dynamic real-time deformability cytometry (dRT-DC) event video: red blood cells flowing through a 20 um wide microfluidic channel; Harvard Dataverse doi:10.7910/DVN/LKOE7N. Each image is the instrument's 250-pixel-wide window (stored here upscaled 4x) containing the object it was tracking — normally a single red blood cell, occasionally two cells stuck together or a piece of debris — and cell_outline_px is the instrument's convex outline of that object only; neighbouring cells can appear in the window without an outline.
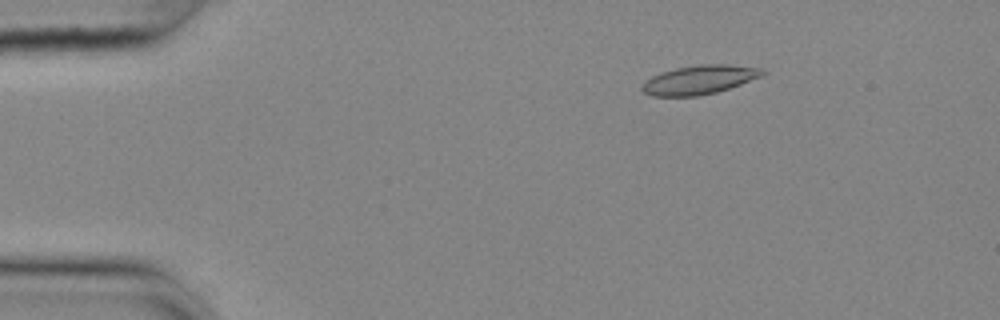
{"species": "common noctule bat (a hibernating species)", "species_latin": "Nyctalus noctula", "temperature_condition": "cold", "stored_images_in_passage": 48, "camera_frame_rate_fps": 3000, "um_per_image_px": 0.085, "animal": {"sex": "female", "body_mass_g": 25.1}, "frame": {"image": 1, "passage_image": 1, "time_ms": 0.0, "image_size_px": [1000, 320], "cell_outline_px": [[768, 72], [760, 76], [740, 84], [716, 92], [696, 96], [652, 96], [644, 92], [640, 88], [652, 76], [660, 72], [676, 68], [700, 64], [728, 64], [764, 68]], "centroid_in_image_um": [59.47, 6.77], "position_along_channel_um": 25.5, "area_um2": 20.17}}
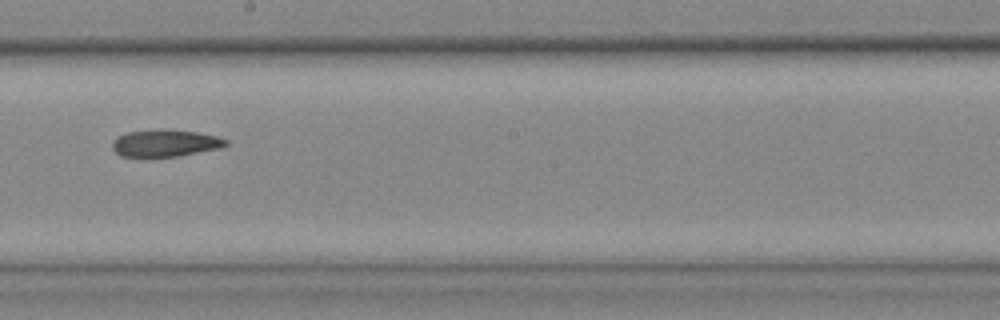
{"frame": {"image": 2, "passage_image": 24, "time_ms": 7.667, "image_size_px": [1000, 320], "cell_outline_px": [[228, 144], [220, 148], [180, 156], [148, 160], [120, 156], [112, 148], [112, 144], [120, 136], [128, 132], [160, 128], [196, 132], [216, 136], [228, 140]], "centroid_in_image_um": [14.01, 12.21], "position_along_channel_um": 234.2, "area_um2": 18.61}}
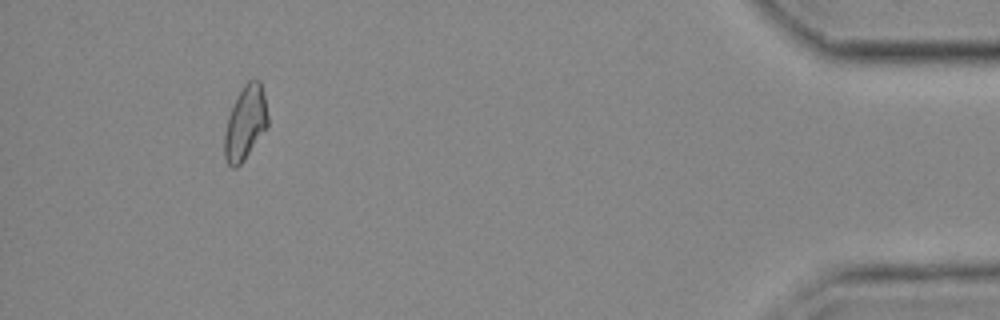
{"frame": {"image": 3, "passage_image": 44, "time_ms": 14.333, "image_size_px": [1000, 320], "cell_outline_px": [[268, 128], [244, 160], [236, 168], [232, 168], [228, 164], [224, 156], [224, 132], [228, 116], [244, 84], [248, 80], [260, 80], [264, 96], [268, 116]], "centroid_in_image_um": [20.86, 10.49], "position_along_channel_um": 414.3, "area_um2": 18.67}, "authors_computed_cell_mechanics": {"area_um2": 18.6116, "velocity_mm_per_s": 3.6364, "shape_relaxation_time_tau1_ms": null, "shape_relaxation_time_tau2_ms": 10.8189, "deformation_change_tau1": null, "deformation_change_tau2": 0.1799}}